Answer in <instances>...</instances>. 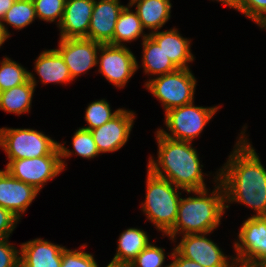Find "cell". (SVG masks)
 <instances>
[{"mask_svg":"<svg viewBox=\"0 0 266 267\" xmlns=\"http://www.w3.org/2000/svg\"><path fill=\"white\" fill-rule=\"evenodd\" d=\"M20 246V267H61L64 246L41 238Z\"/></svg>","mask_w":266,"mask_h":267,"instance_id":"17","label":"cell"},{"mask_svg":"<svg viewBox=\"0 0 266 267\" xmlns=\"http://www.w3.org/2000/svg\"><path fill=\"white\" fill-rule=\"evenodd\" d=\"M57 141L41 131L30 128H0V147L12 160L33 159L49 155L57 146Z\"/></svg>","mask_w":266,"mask_h":267,"instance_id":"6","label":"cell"},{"mask_svg":"<svg viewBox=\"0 0 266 267\" xmlns=\"http://www.w3.org/2000/svg\"><path fill=\"white\" fill-rule=\"evenodd\" d=\"M36 18L33 0H16L6 12L0 23V29L2 30L4 37L8 39L11 34L6 27L7 24L12 26L15 30H21L32 24Z\"/></svg>","mask_w":266,"mask_h":267,"instance_id":"25","label":"cell"},{"mask_svg":"<svg viewBox=\"0 0 266 267\" xmlns=\"http://www.w3.org/2000/svg\"><path fill=\"white\" fill-rule=\"evenodd\" d=\"M123 108H118L114 112L110 104L105 99L95 100L87 106L85 111V120L89 126L82 127L87 130H93L101 127L106 122L117 116Z\"/></svg>","mask_w":266,"mask_h":267,"instance_id":"28","label":"cell"},{"mask_svg":"<svg viewBox=\"0 0 266 267\" xmlns=\"http://www.w3.org/2000/svg\"><path fill=\"white\" fill-rule=\"evenodd\" d=\"M100 46L101 43L86 38H60L56 50L63 58L74 80L77 76L97 66V55L99 54Z\"/></svg>","mask_w":266,"mask_h":267,"instance_id":"12","label":"cell"},{"mask_svg":"<svg viewBox=\"0 0 266 267\" xmlns=\"http://www.w3.org/2000/svg\"><path fill=\"white\" fill-rule=\"evenodd\" d=\"M72 145L73 149L71 151L62 143H58L63 170L66 168L65 166H67V163L65 164L66 161L62 159L69 158L74 153V151L75 154L86 159H94L100 154L97 149L96 143L94 142L91 131L82 127H79V129L74 133L72 138Z\"/></svg>","mask_w":266,"mask_h":267,"instance_id":"26","label":"cell"},{"mask_svg":"<svg viewBox=\"0 0 266 267\" xmlns=\"http://www.w3.org/2000/svg\"><path fill=\"white\" fill-rule=\"evenodd\" d=\"M157 160L151 156L147 169L154 175L169 180L183 191L207 189L203 165L192 142L174 140L156 131Z\"/></svg>","mask_w":266,"mask_h":267,"instance_id":"2","label":"cell"},{"mask_svg":"<svg viewBox=\"0 0 266 267\" xmlns=\"http://www.w3.org/2000/svg\"><path fill=\"white\" fill-rule=\"evenodd\" d=\"M165 258V249L150 243L128 267H164ZM165 267H170V265Z\"/></svg>","mask_w":266,"mask_h":267,"instance_id":"30","label":"cell"},{"mask_svg":"<svg viewBox=\"0 0 266 267\" xmlns=\"http://www.w3.org/2000/svg\"><path fill=\"white\" fill-rule=\"evenodd\" d=\"M94 255L78 249H63L61 267H99Z\"/></svg>","mask_w":266,"mask_h":267,"instance_id":"31","label":"cell"},{"mask_svg":"<svg viewBox=\"0 0 266 267\" xmlns=\"http://www.w3.org/2000/svg\"><path fill=\"white\" fill-rule=\"evenodd\" d=\"M19 221L11 211L0 206V238H9Z\"/></svg>","mask_w":266,"mask_h":267,"instance_id":"34","label":"cell"},{"mask_svg":"<svg viewBox=\"0 0 266 267\" xmlns=\"http://www.w3.org/2000/svg\"><path fill=\"white\" fill-rule=\"evenodd\" d=\"M5 169L13 177L33 186L39 192L49 180L64 171L58 146L47 156L12 160Z\"/></svg>","mask_w":266,"mask_h":267,"instance_id":"8","label":"cell"},{"mask_svg":"<svg viewBox=\"0 0 266 267\" xmlns=\"http://www.w3.org/2000/svg\"><path fill=\"white\" fill-rule=\"evenodd\" d=\"M97 55L99 73L118 88L125 87L139 65L132 51L125 45L101 44Z\"/></svg>","mask_w":266,"mask_h":267,"instance_id":"9","label":"cell"},{"mask_svg":"<svg viewBox=\"0 0 266 267\" xmlns=\"http://www.w3.org/2000/svg\"><path fill=\"white\" fill-rule=\"evenodd\" d=\"M39 191L13 177L6 169L0 170V206L21 219Z\"/></svg>","mask_w":266,"mask_h":267,"instance_id":"15","label":"cell"},{"mask_svg":"<svg viewBox=\"0 0 266 267\" xmlns=\"http://www.w3.org/2000/svg\"><path fill=\"white\" fill-rule=\"evenodd\" d=\"M135 1H137V0H129V3H128V5H130V6H131V4H133Z\"/></svg>","mask_w":266,"mask_h":267,"instance_id":"41","label":"cell"},{"mask_svg":"<svg viewBox=\"0 0 266 267\" xmlns=\"http://www.w3.org/2000/svg\"><path fill=\"white\" fill-rule=\"evenodd\" d=\"M34 63V70L43 84H67L73 81L67 65L56 49L44 50Z\"/></svg>","mask_w":266,"mask_h":267,"instance_id":"20","label":"cell"},{"mask_svg":"<svg viewBox=\"0 0 266 267\" xmlns=\"http://www.w3.org/2000/svg\"><path fill=\"white\" fill-rule=\"evenodd\" d=\"M170 256L173 259L169 264L170 267H203L199 263L181 256L175 249L170 253Z\"/></svg>","mask_w":266,"mask_h":267,"instance_id":"35","label":"cell"},{"mask_svg":"<svg viewBox=\"0 0 266 267\" xmlns=\"http://www.w3.org/2000/svg\"><path fill=\"white\" fill-rule=\"evenodd\" d=\"M240 12L260 27L266 21V0H241Z\"/></svg>","mask_w":266,"mask_h":267,"instance_id":"32","label":"cell"},{"mask_svg":"<svg viewBox=\"0 0 266 267\" xmlns=\"http://www.w3.org/2000/svg\"><path fill=\"white\" fill-rule=\"evenodd\" d=\"M130 9V5L125 6L119 15L113 34V45L124 46V42L129 43L139 37L143 41L149 35L144 34L145 31L137 12Z\"/></svg>","mask_w":266,"mask_h":267,"instance_id":"24","label":"cell"},{"mask_svg":"<svg viewBox=\"0 0 266 267\" xmlns=\"http://www.w3.org/2000/svg\"><path fill=\"white\" fill-rule=\"evenodd\" d=\"M29 80V71L21 64L4 57L0 61V92L22 85Z\"/></svg>","mask_w":266,"mask_h":267,"instance_id":"27","label":"cell"},{"mask_svg":"<svg viewBox=\"0 0 266 267\" xmlns=\"http://www.w3.org/2000/svg\"><path fill=\"white\" fill-rule=\"evenodd\" d=\"M215 188L185 191L194 196L182 198L178 207V214L173 228L166 234L172 242L176 235L212 233L221 224V217L229 205L225 204V194L222 184L218 181V171L215 173Z\"/></svg>","mask_w":266,"mask_h":267,"instance_id":"3","label":"cell"},{"mask_svg":"<svg viewBox=\"0 0 266 267\" xmlns=\"http://www.w3.org/2000/svg\"><path fill=\"white\" fill-rule=\"evenodd\" d=\"M216 1L220 2L221 4H224L225 6L236 9L237 11L240 12L241 0H216Z\"/></svg>","mask_w":266,"mask_h":267,"instance_id":"37","label":"cell"},{"mask_svg":"<svg viewBox=\"0 0 266 267\" xmlns=\"http://www.w3.org/2000/svg\"><path fill=\"white\" fill-rule=\"evenodd\" d=\"M146 177V196L141 210L164 236L176 222L182 195L178 189L181 188L154 175L149 169Z\"/></svg>","mask_w":266,"mask_h":267,"instance_id":"4","label":"cell"},{"mask_svg":"<svg viewBox=\"0 0 266 267\" xmlns=\"http://www.w3.org/2000/svg\"><path fill=\"white\" fill-rule=\"evenodd\" d=\"M124 7L120 0H94L87 39L113 45L115 25Z\"/></svg>","mask_w":266,"mask_h":267,"instance_id":"14","label":"cell"},{"mask_svg":"<svg viewBox=\"0 0 266 267\" xmlns=\"http://www.w3.org/2000/svg\"><path fill=\"white\" fill-rule=\"evenodd\" d=\"M196 83L190 68H178L174 72L149 79L145 87L162 103L166 113L194 102Z\"/></svg>","mask_w":266,"mask_h":267,"instance_id":"5","label":"cell"},{"mask_svg":"<svg viewBox=\"0 0 266 267\" xmlns=\"http://www.w3.org/2000/svg\"><path fill=\"white\" fill-rule=\"evenodd\" d=\"M147 232L140 228L124 230L118 239L116 253L108 264L114 267L128 266L151 242Z\"/></svg>","mask_w":266,"mask_h":267,"instance_id":"19","label":"cell"},{"mask_svg":"<svg viewBox=\"0 0 266 267\" xmlns=\"http://www.w3.org/2000/svg\"><path fill=\"white\" fill-rule=\"evenodd\" d=\"M36 84L34 74L29 72V80L26 83L0 92V109L18 116L30 112Z\"/></svg>","mask_w":266,"mask_h":267,"instance_id":"22","label":"cell"},{"mask_svg":"<svg viewBox=\"0 0 266 267\" xmlns=\"http://www.w3.org/2000/svg\"><path fill=\"white\" fill-rule=\"evenodd\" d=\"M244 126L232 153L220 169L225 204L240 203L255 211V217L266 216V169L245 136Z\"/></svg>","mask_w":266,"mask_h":267,"instance_id":"1","label":"cell"},{"mask_svg":"<svg viewBox=\"0 0 266 267\" xmlns=\"http://www.w3.org/2000/svg\"><path fill=\"white\" fill-rule=\"evenodd\" d=\"M149 36L163 49L177 68H189L188 63L194 61L190 39L181 36L176 28L149 33Z\"/></svg>","mask_w":266,"mask_h":267,"instance_id":"18","label":"cell"},{"mask_svg":"<svg viewBox=\"0 0 266 267\" xmlns=\"http://www.w3.org/2000/svg\"><path fill=\"white\" fill-rule=\"evenodd\" d=\"M237 239L234 242L236 261L254 264L266 262V216L247 218L242 223Z\"/></svg>","mask_w":266,"mask_h":267,"instance_id":"10","label":"cell"},{"mask_svg":"<svg viewBox=\"0 0 266 267\" xmlns=\"http://www.w3.org/2000/svg\"><path fill=\"white\" fill-rule=\"evenodd\" d=\"M261 29H266V21L260 26Z\"/></svg>","mask_w":266,"mask_h":267,"instance_id":"40","label":"cell"},{"mask_svg":"<svg viewBox=\"0 0 266 267\" xmlns=\"http://www.w3.org/2000/svg\"><path fill=\"white\" fill-rule=\"evenodd\" d=\"M230 267H265L264 264H254V263H246L239 262L234 260Z\"/></svg>","mask_w":266,"mask_h":267,"instance_id":"38","label":"cell"},{"mask_svg":"<svg viewBox=\"0 0 266 267\" xmlns=\"http://www.w3.org/2000/svg\"><path fill=\"white\" fill-rule=\"evenodd\" d=\"M208 234L210 233L182 235V239L174 249L181 256L195 261L203 267H230L235 260L234 257L225 256L222 249L210 238H207Z\"/></svg>","mask_w":266,"mask_h":267,"instance_id":"11","label":"cell"},{"mask_svg":"<svg viewBox=\"0 0 266 267\" xmlns=\"http://www.w3.org/2000/svg\"><path fill=\"white\" fill-rule=\"evenodd\" d=\"M94 6V0H66L60 24V38H86Z\"/></svg>","mask_w":266,"mask_h":267,"instance_id":"16","label":"cell"},{"mask_svg":"<svg viewBox=\"0 0 266 267\" xmlns=\"http://www.w3.org/2000/svg\"><path fill=\"white\" fill-rule=\"evenodd\" d=\"M135 5L142 27L150 33L160 30L171 17L170 0H137L131 7Z\"/></svg>","mask_w":266,"mask_h":267,"instance_id":"21","label":"cell"},{"mask_svg":"<svg viewBox=\"0 0 266 267\" xmlns=\"http://www.w3.org/2000/svg\"><path fill=\"white\" fill-rule=\"evenodd\" d=\"M66 0H33L36 17L46 22L60 24Z\"/></svg>","mask_w":266,"mask_h":267,"instance_id":"29","label":"cell"},{"mask_svg":"<svg viewBox=\"0 0 266 267\" xmlns=\"http://www.w3.org/2000/svg\"><path fill=\"white\" fill-rule=\"evenodd\" d=\"M193 103L167 111L164 121L169 131L161 128L158 130L168 138L192 142L220 108V106H194Z\"/></svg>","mask_w":266,"mask_h":267,"instance_id":"7","label":"cell"},{"mask_svg":"<svg viewBox=\"0 0 266 267\" xmlns=\"http://www.w3.org/2000/svg\"><path fill=\"white\" fill-rule=\"evenodd\" d=\"M16 0H0V23L2 22L6 12L11 8Z\"/></svg>","mask_w":266,"mask_h":267,"instance_id":"36","label":"cell"},{"mask_svg":"<svg viewBox=\"0 0 266 267\" xmlns=\"http://www.w3.org/2000/svg\"><path fill=\"white\" fill-rule=\"evenodd\" d=\"M142 46V67L145 74L159 76L178 69L149 35L142 41Z\"/></svg>","mask_w":266,"mask_h":267,"instance_id":"23","label":"cell"},{"mask_svg":"<svg viewBox=\"0 0 266 267\" xmlns=\"http://www.w3.org/2000/svg\"><path fill=\"white\" fill-rule=\"evenodd\" d=\"M6 40L7 39L4 37L2 30L0 29V47L4 44Z\"/></svg>","mask_w":266,"mask_h":267,"instance_id":"39","label":"cell"},{"mask_svg":"<svg viewBox=\"0 0 266 267\" xmlns=\"http://www.w3.org/2000/svg\"><path fill=\"white\" fill-rule=\"evenodd\" d=\"M9 238H0V267H20V250Z\"/></svg>","mask_w":266,"mask_h":267,"instance_id":"33","label":"cell"},{"mask_svg":"<svg viewBox=\"0 0 266 267\" xmlns=\"http://www.w3.org/2000/svg\"><path fill=\"white\" fill-rule=\"evenodd\" d=\"M135 118V112L123 108L113 119L90 130L99 153L115 152L122 148L130 137Z\"/></svg>","mask_w":266,"mask_h":267,"instance_id":"13","label":"cell"}]
</instances>
